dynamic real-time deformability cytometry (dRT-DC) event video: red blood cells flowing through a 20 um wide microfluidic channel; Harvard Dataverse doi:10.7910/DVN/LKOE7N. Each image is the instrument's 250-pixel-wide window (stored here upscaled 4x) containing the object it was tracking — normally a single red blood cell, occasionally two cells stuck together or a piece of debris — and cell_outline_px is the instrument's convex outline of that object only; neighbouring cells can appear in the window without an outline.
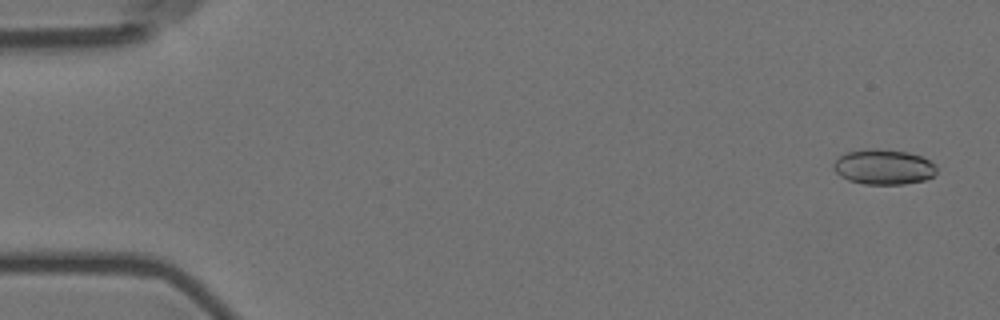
{"species": "Egyptian fruit bat (a non-hibernating species)", "species_latin": "Rousettus aegyptiacus", "temperature_condition": "room temperature", "stored_images_in_passage": 5, "camera_frame_rate_fps": 3000, "um_per_image_px": 0.085, "animal": {"sex": "female"}, "frame": {"image": 1, "passage_image": 1, "time_ms": 0.0, "image_size_px": [1000, 320], "cell_outline_px": [[936, 172], [932, 176], [924, 180], [904, 184], [864, 184], [848, 180], [840, 176], [832, 168], [832, 164], [840, 156], [848, 152], [868, 148], [876, 148], [908, 152], [920, 156], [936, 164]], "centroid_in_image_um": [75.09, 14.19], "position_along_channel_um": 9.9, "area_um2": 21.15}}
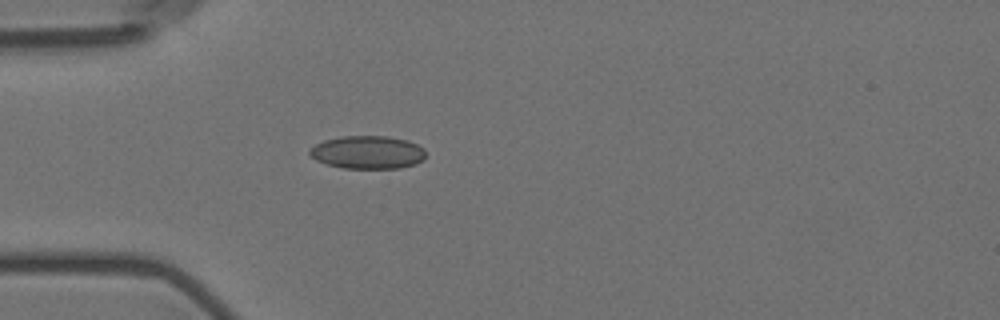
{"frame": {"image": 2, "passage_image": 5, "time_ms": 1.333, "image_size_px": [1000, 320], "cell_outline_px": [[424, 160], [416, 164], [400, 168], [344, 168], [328, 164], [316, 160], [308, 152], [316, 144], [324, 140], [340, 136], [388, 136], [408, 140], [424, 148]], "centroid_in_image_um": [31.28, 12.94], "position_along_channel_um": 53.7, "area_um2": 22.31}}